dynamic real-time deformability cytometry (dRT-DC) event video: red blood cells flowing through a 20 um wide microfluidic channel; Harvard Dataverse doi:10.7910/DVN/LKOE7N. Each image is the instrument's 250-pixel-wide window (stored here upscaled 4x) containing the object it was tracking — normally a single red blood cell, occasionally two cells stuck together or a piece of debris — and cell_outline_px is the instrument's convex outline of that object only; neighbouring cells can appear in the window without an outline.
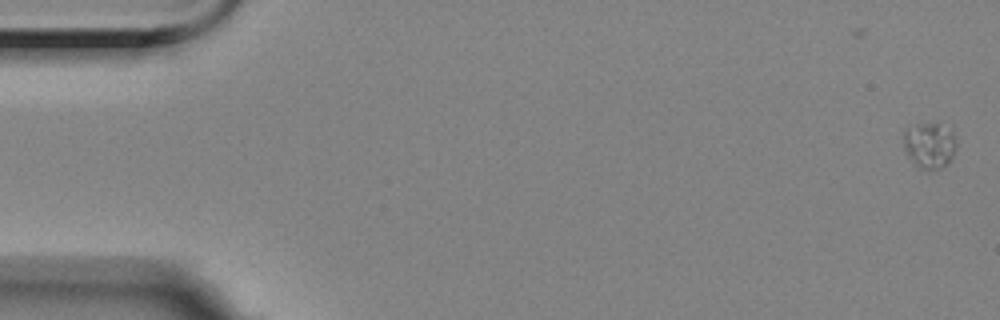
{"species": "Egyptian fruit bat (a non-hibernating species)", "species_latin": "Rousettus aegyptiacus", "temperature_condition": "room temperature", "stored_images_in_passage": 13, "camera_frame_rate_fps": 3000, "um_per_image_px": 0.085, "animal": {"sex": "female"}, "frame": {"image": 1, "passage_image": 1, "time_ms": 0.0, "image_size_px": [1000, 320], "cell_outline_px": [[956, 148], [948, 164], [932, 172], [920, 168], [916, 164], [908, 152], [904, 144], [904, 132], [920, 124], [936, 124], [952, 132], [956, 144]], "centroid_in_image_um": [79.05, 12.41], "position_along_channel_um": 5.9, "area_um2": 13.47}}